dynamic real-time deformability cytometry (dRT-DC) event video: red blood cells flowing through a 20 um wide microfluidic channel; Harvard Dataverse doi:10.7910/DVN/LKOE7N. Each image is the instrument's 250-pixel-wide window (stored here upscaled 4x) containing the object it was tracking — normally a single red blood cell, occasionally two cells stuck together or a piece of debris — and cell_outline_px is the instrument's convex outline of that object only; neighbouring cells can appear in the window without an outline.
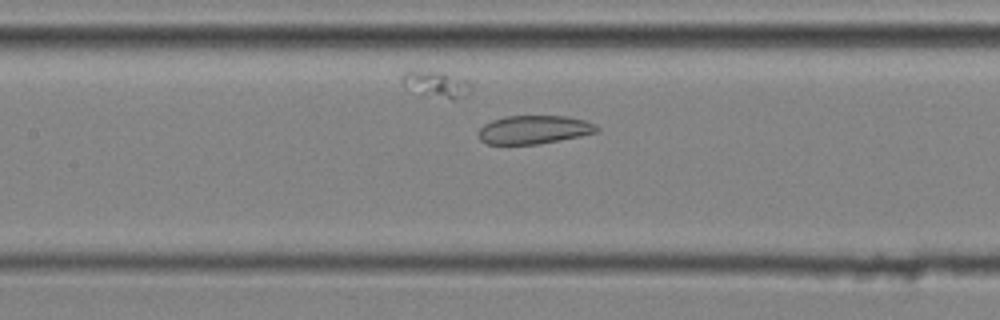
{"species": "common noctule bat (a hibernating species)", "species_latin": "Nyctalus noctula", "temperature_condition": "cold", "stored_images_in_passage": 40, "camera_frame_rate_fps": 3000, "um_per_image_px": 0.085, "animal": {"sex": "male", "body_mass_g": 20.4}, "frame": {"image": 1, "passage_image": 20, "time_ms": 6.333, "image_size_px": [1000, 320], "cell_outline_px": [[600, 132], [540, 144], [488, 144], [480, 140], [480, 128], [484, 124], [492, 120], [504, 116], [568, 116], [584, 120], [596, 124], [600, 128]], "centroid_in_image_um": [45.44, 11.02], "position_along_channel_um": 162.0, "area_um2": 19.71}}
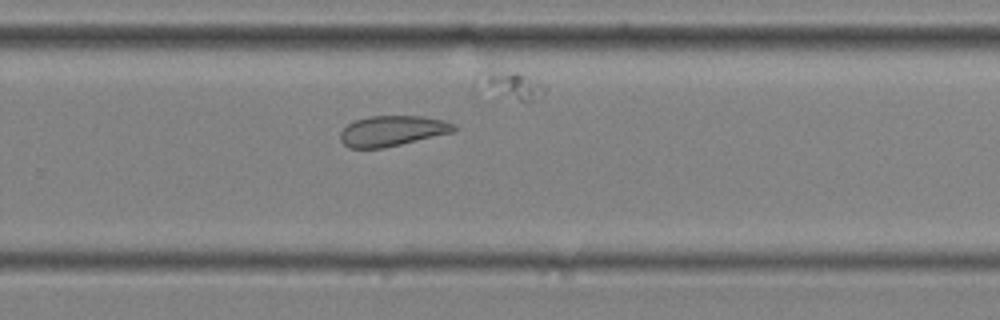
{"frame": {"image": 2, "passage_image": 30, "time_ms": 9.667, "image_size_px": [1000, 320], "cell_outline_px": [[456, 128], [452, 132], [384, 148], [348, 148], [340, 140], [340, 132], [348, 124], [356, 120], [368, 116], [424, 116], [444, 120], [452, 124]], "centroid_in_image_um": [33.3, 11.12], "position_along_channel_um": 296.5, "area_um2": 20.0}}
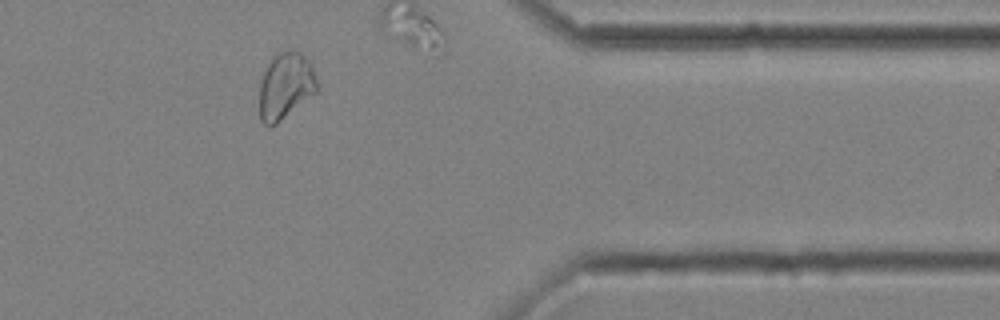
{"frame": {"image": 3, "passage_image": 38, "time_ms": 12.333, "image_size_px": [1000, 320], "cell_outline_px": [[320, 88], [316, 92], [276, 124], [268, 128], [260, 120], [260, 84], [264, 72], [272, 56], [288, 48], [296, 48], [312, 64], [320, 84]], "centroid_in_image_um": [24.31, 7.26], "position_along_channel_um": 387.1, "area_um2": 22.77}, "authors_computed_cell_mechanics": {"area_um2": 21.3282, "velocity_mm_per_s": 4.0433, "shape_relaxation_time_tau1_ms": null, "shape_relaxation_time_tau2_ms": 2.651, "deformation_change_tau1": null, "deformation_change_tau2": 0.0869}}